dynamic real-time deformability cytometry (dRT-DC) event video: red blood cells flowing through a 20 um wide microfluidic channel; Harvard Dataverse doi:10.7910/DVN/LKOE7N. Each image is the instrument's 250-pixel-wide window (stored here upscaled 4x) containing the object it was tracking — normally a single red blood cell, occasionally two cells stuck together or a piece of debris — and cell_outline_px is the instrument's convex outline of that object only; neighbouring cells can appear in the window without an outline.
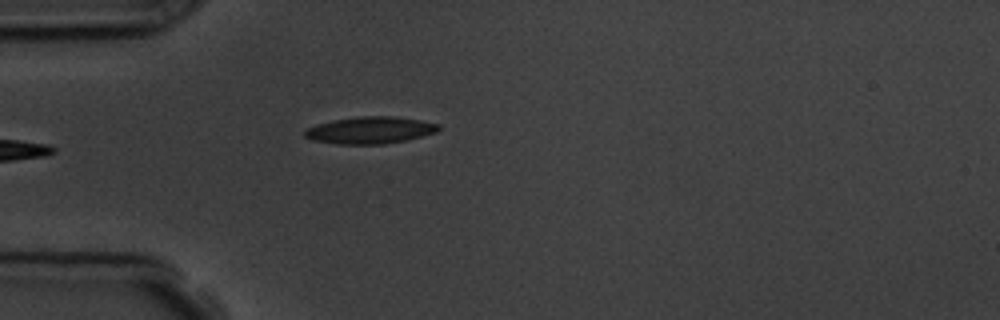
{"species": "common noctule bat (a hibernating species)", "species_latin": "Nyctalus noctula", "temperature_condition": "room temperature", "stored_images_in_passage": 2, "camera_frame_rate_fps": 3000, "um_per_image_px": 0.085, "animal": {"sex": "male", "body_mass_g": 19.5, "forearm_length_mm": 54.6}, "frame": {"image": 1, "passage_image": 2, "time_ms": 1.0, "image_size_px": [1000, 320], "cell_outline_px": [[440, 128], [436, 132], [404, 140], [384, 144], [336, 144], [312, 140], [304, 136], [304, 132], [308, 128], [316, 124], [332, 120], [360, 116], [392, 116], [420, 120], [440, 124]], "centroid_in_image_um": [31.43, 11.06], "position_along_channel_um": 53.6, "area_um2": 20.92}}